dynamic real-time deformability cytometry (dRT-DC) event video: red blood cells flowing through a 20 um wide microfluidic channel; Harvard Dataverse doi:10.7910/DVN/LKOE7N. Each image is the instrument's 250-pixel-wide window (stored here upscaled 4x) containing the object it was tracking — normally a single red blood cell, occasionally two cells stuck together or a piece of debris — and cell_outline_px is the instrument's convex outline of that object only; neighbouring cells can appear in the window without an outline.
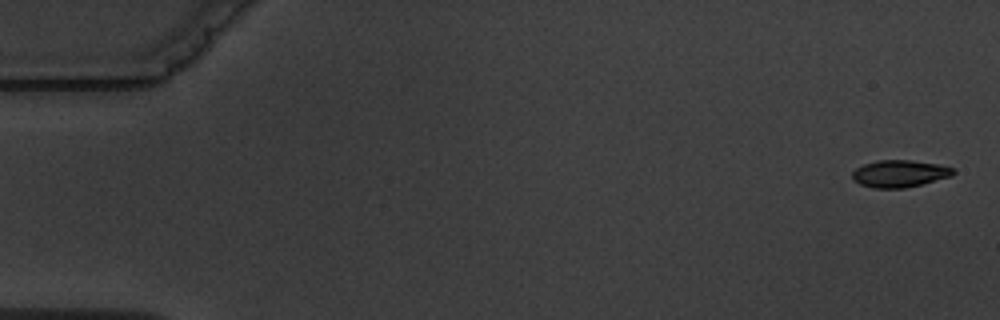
{"species": "common noctule bat (a hibernating species)", "species_latin": "Nyctalus noctula", "temperature_condition": "warm", "stored_images_in_passage": 6, "camera_frame_rate_fps": 3000, "um_per_image_px": 0.085, "animal": {"sex": "male", "body_mass_g": 19.5, "forearm_length_mm": 54.6}, "frame": {"image": 1, "passage_image": 1, "time_ms": 0.0, "image_size_px": [1000, 320], "cell_outline_px": [[956, 172], [952, 176], [904, 188], [872, 188], [860, 184], [852, 180], [852, 172], [856, 168], [864, 164], [876, 160], [912, 160], [940, 164], [956, 168]], "centroid_in_image_um": [76.48, 14.75], "position_along_channel_um": 8.5, "area_um2": 16.13}}
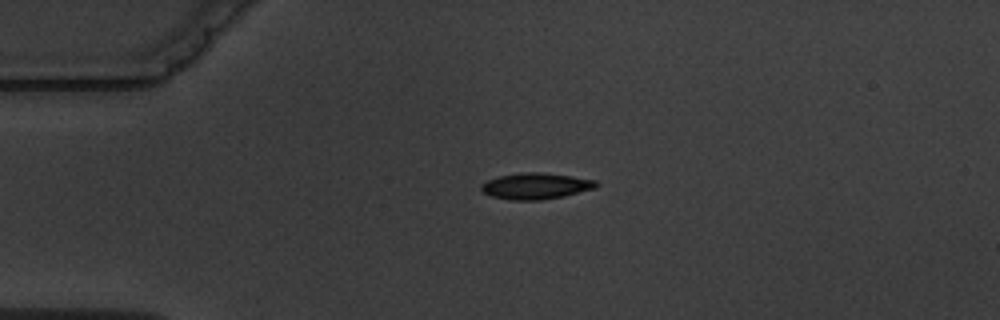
{"frame": {"image": 2, "passage_image": 4, "time_ms": 4.0, "image_size_px": [1000, 320], "cell_outline_px": [[600, 184], [596, 188], [564, 196], [540, 200], [508, 200], [492, 196], [484, 192], [480, 188], [480, 184], [488, 180], [500, 176], [520, 172], [540, 172], [572, 176], [596, 180]], "centroid_in_image_um": [45.56, 15.81], "position_along_channel_um": 39.4, "area_um2": 17.63}}